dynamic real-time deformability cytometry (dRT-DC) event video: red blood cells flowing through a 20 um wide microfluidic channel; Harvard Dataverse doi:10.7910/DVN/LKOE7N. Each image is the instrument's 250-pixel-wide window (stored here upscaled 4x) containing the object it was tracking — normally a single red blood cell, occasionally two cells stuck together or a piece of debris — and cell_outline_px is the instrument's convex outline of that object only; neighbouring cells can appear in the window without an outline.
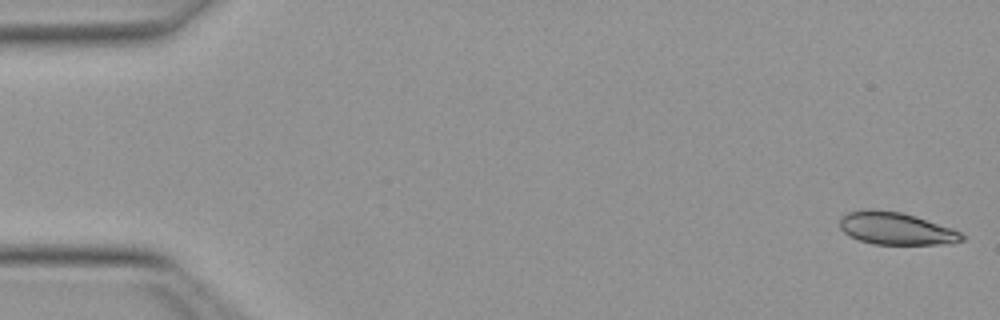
{"species": "Egyptian fruit bat (a non-hibernating species)", "species_latin": "Rousettus aegyptiacus", "temperature_condition": "warm", "stored_images_in_passage": 7, "camera_frame_rate_fps": 3000, "um_per_image_px": 0.085, "animal": {"sex": "female"}, "frame": {"image": 1, "passage_image": 1, "time_ms": 0.0, "image_size_px": [1000, 320], "cell_outline_px": [[964, 240], [952, 244], [872, 244], [860, 240], [844, 232], [840, 228], [840, 216], [848, 212], [864, 208], [872, 208], [900, 212], [952, 228], [960, 232], [964, 236]], "centroid_in_image_um": [76.14, 19.41], "position_along_channel_um": 8.9, "area_um2": 23.06}}